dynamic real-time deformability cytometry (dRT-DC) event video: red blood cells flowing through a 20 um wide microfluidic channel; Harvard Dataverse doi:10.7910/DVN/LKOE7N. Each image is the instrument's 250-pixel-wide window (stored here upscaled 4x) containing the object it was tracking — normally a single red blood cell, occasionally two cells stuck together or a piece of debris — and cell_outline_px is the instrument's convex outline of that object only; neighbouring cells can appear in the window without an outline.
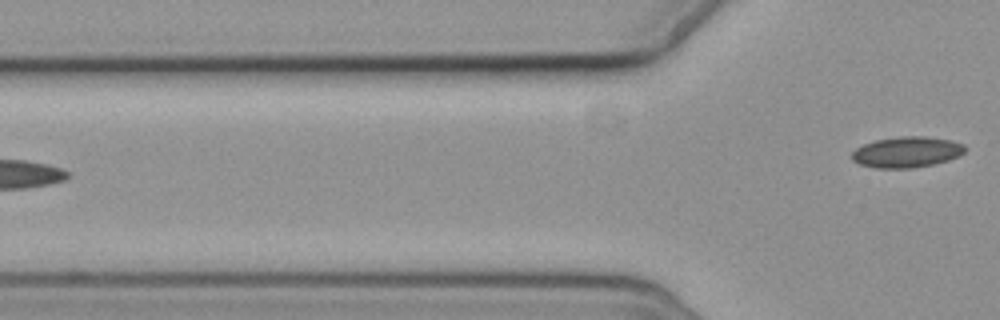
{"species": "common noctule bat (a hibernating species)", "species_latin": "Nyctalus noctula", "temperature_condition": "cold", "stored_images_in_passage": 5, "camera_frame_rate_fps": 3000, "um_per_image_px": 0.085, "animal": {"sex": "female", "body_mass_g": 19.3, "forearm_length_mm": 54.1}, "frame": {"image": 1, "passage_image": 5, "time_ms": 5.0, "image_size_px": [1000, 320], "cell_outline_px": [[968, 148], [960, 156], [948, 160], [932, 164], [912, 168], [876, 168], [860, 164], [852, 160], [852, 152], [856, 148], [864, 144], [876, 140], [900, 136], [924, 136], [952, 140], [964, 144]], "centroid_in_image_um": [77.11, 12.92], "position_along_channel_um": 48.7, "area_um2": 20.4}}